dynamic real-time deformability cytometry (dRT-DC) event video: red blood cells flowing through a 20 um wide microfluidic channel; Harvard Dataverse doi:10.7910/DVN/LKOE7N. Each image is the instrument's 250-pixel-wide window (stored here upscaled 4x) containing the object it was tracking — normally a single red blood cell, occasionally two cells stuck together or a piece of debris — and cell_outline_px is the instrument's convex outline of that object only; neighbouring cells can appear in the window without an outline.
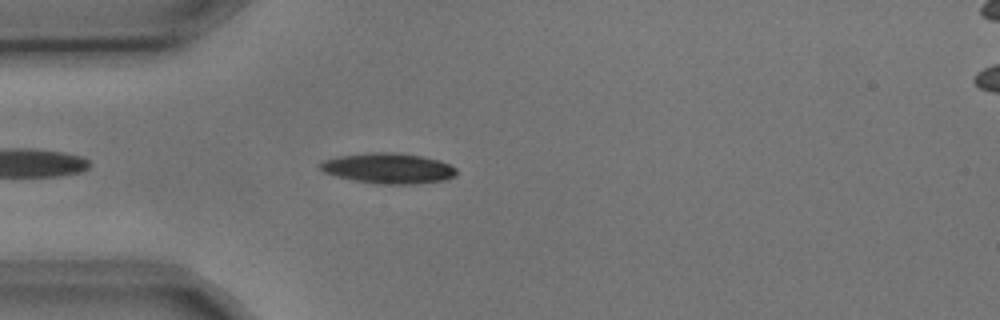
{"species": "common noctule bat (a hibernating species)", "species_latin": "Nyctalus noctula", "temperature_condition": "cold", "stored_images_in_passage": 1, "camera_frame_rate_fps": 3000, "um_per_image_px": 0.085, "animal": {"sex": "male", "body_mass_g": 17.9, "forearm_length_mm": 54.2}, "frame": {"image": 1, "passage_image": 1, "time_ms": 0.0, "image_size_px": [1000, 320], "cell_outline_px": [[456, 176], [444, 180], [416, 184], [376, 184], [352, 180], [336, 176], [324, 172], [320, 168], [320, 164], [324, 160], [340, 156], [372, 152], [392, 152], [420, 156], [440, 160], [456, 168]], "centroid_in_image_um": [33.02, 14.31], "position_along_channel_um": 52.0, "area_um2": 24.1}}